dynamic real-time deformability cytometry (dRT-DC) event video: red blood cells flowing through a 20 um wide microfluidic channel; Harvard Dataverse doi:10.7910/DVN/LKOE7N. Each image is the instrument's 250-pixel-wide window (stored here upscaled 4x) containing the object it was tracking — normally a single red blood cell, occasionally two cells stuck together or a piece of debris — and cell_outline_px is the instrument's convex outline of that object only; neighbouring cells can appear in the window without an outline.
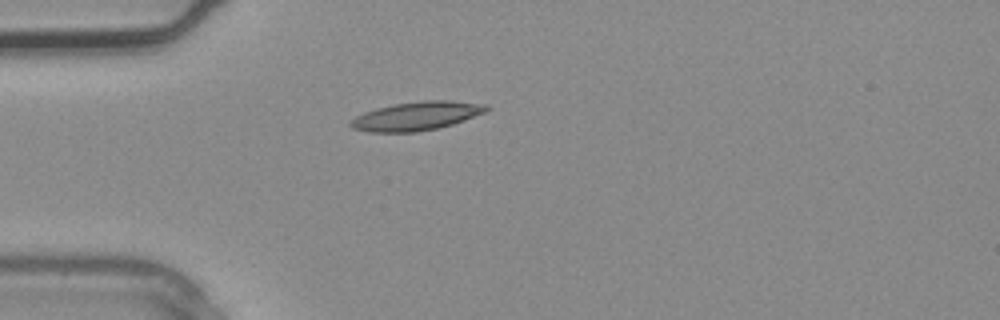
{"species": "common noctule bat (a hibernating species)", "species_latin": "Nyctalus noctula", "temperature_condition": "warm", "stored_images_in_passage": 1, "camera_frame_rate_fps": 3000, "um_per_image_px": 0.085, "animal": {"sex": "male", "body_mass_g": 20.4}, "frame": {"image": 1, "passage_image": 1, "time_ms": 0.0, "image_size_px": [1000, 320], "cell_outline_px": [[492, 108], [484, 112], [464, 120], [440, 128], [416, 132], [368, 132], [352, 128], [348, 124], [356, 116], [364, 112], [376, 108], [392, 104], [424, 100], [448, 100], [488, 104]], "centroid_in_image_um": [35.41, 9.85], "position_along_channel_um": 49.6, "area_um2": 22.83}}